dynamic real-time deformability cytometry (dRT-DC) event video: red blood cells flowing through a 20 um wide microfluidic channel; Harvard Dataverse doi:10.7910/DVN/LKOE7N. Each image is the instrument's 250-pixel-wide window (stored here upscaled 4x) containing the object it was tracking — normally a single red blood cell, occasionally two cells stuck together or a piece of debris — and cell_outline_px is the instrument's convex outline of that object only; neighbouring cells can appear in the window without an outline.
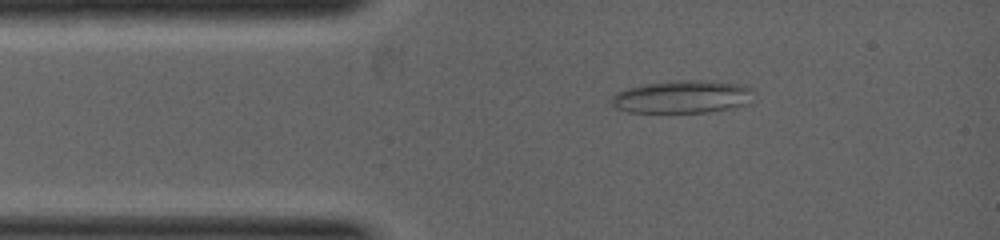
{"species": "common noctule bat (a hibernating species)", "species_latin": "Nyctalus noctula", "temperature_condition": "warm", "stored_images_in_passage": 4, "camera_frame_rate_fps": 5000, "um_per_image_px": 0.085, "animal": {"sex": "female", "body_mass_g": 19.0, "forearm_length_mm": 53.3}, "frame": {"image": 1, "passage_image": 1, "time_ms": 0.0, "image_size_px": [1000, 240], "cell_outline_px": [[756, 88], [744, 104], [736, 108], [708, 112], [628, 112], [616, 108], [612, 104], [612, 96], [616, 92], [640, 84], [676, 80], [704, 80], [748, 84]], "centroid_in_image_um": [58.03, 8.21], "position_along_channel_um": 27.0, "area_um2": 27.51}}
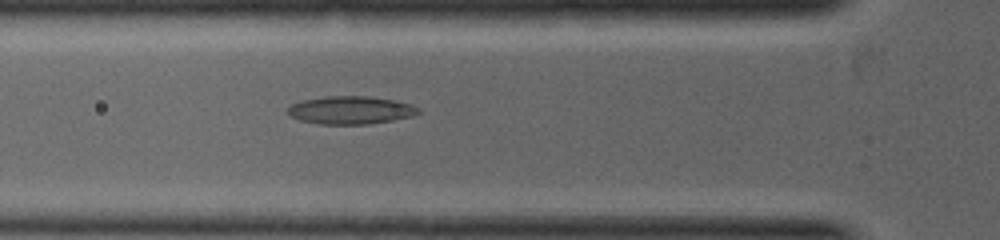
{"frame": {"image": 2, "passage_image": 4, "time_ms": 1.2, "image_size_px": [1000, 240], "cell_outline_px": [[420, 112], [412, 116], [392, 120], [368, 124], [320, 124], [300, 120], [292, 116], [288, 112], [288, 108], [292, 104], [300, 100], [324, 96], [368, 96], [396, 100], [412, 104], [420, 108]], "centroid_in_image_um": [29.83, 9.35], "position_along_channel_um": 96.0, "area_um2": 21.33}}